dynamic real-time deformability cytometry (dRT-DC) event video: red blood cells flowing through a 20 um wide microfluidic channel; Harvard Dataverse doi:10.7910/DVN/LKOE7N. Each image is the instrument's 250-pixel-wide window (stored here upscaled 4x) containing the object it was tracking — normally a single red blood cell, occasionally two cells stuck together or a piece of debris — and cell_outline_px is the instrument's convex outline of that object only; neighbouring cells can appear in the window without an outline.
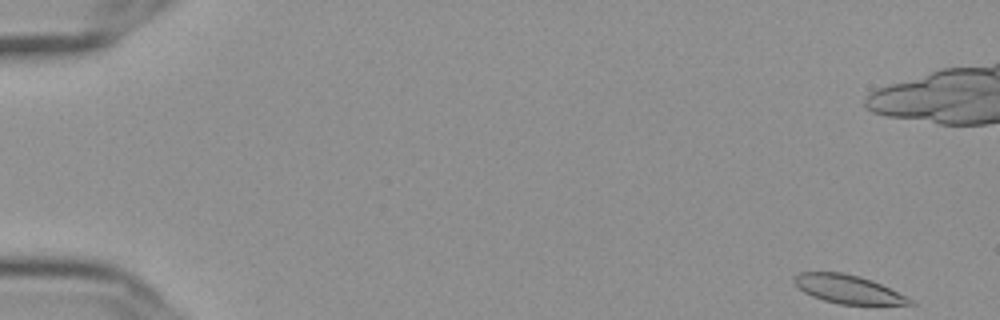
{"species": "Egyptian fruit bat (a non-hibernating species)", "species_latin": "Rousettus aegyptiacus", "temperature_condition": "cold", "stored_images_in_passage": 56, "camera_frame_rate_fps": 3000, "um_per_image_px": 0.085, "frame": {"image": 1, "passage_image": 1, "time_ms": 0.0, "image_size_px": [1000, 320], "cell_outline_px": [[916, 304], [840, 304], [824, 300], [812, 296], [804, 292], [792, 280], [792, 276], [800, 272], [840, 272], [872, 280], [916, 300]], "centroid_in_image_um": [72.09, 24.58], "position_along_channel_um": 12.9, "area_um2": 19.02}}
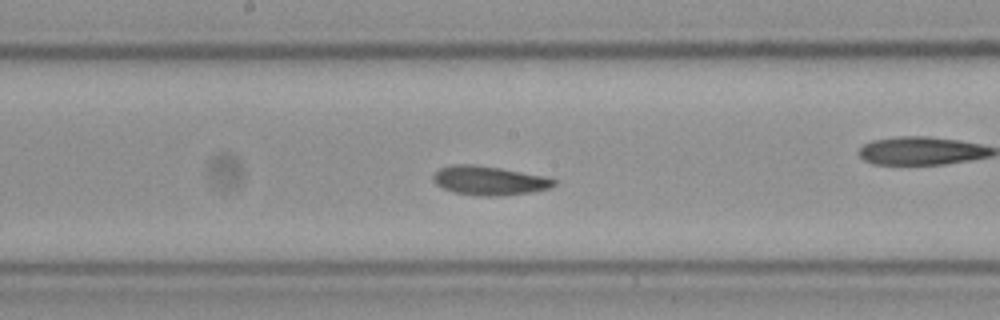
{"frame": {"image": 2, "passage_image": 29, "time_ms": 9.333, "image_size_px": [1000, 320], "cell_outline_px": [[556, 184], [552, 188], [532, 192], [500, 196], [476, 196], [452, 192], [436, 184], [432, 180], [432, 176], [440, 168], [456, 164], [468, 164], [496, 168], [544, 176], [556, 180]], "centroid_in_image_um": [41.57, 15.37], "position_along_channel_um": 206.6, "area_um2": 20.29}}
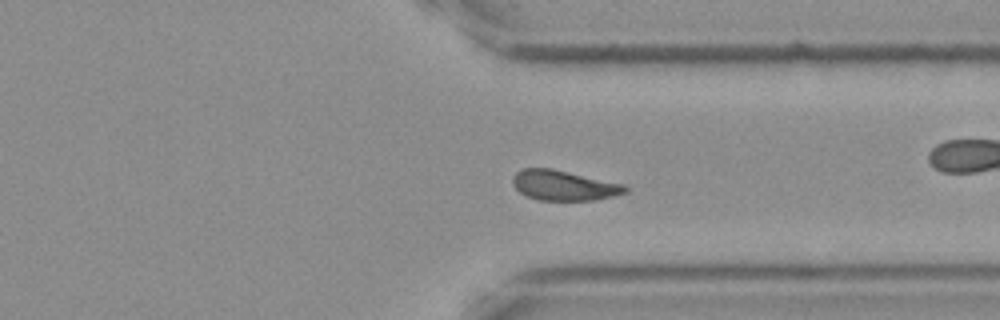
{"frame": {"image": 3, "passage_image": 42, "time_ms": 13.667, "image_size_px": [1000, 320], "cell_outline_px": [[628, 192], [596, 200], [536, 200], [520, 192], [512, 184], [512, 180], [516, 172], [524, 168], [548, 168], [568, 172], [624, 184], [628, 188]], "centroid_in_image_um": [47.92, 15.77], "position_along_channel_um": 363.5, "area_um2": 19.54}, "authors_computed_cell_mechanics": {"area_um2": 20.1722, "velocity_mm_per_s": 3.6225, "shape_relaxation_time_tau1_ms": 8.7183, "shape_relaxation_time_tau2_ms": 2.5654, "deformation_change_tau1": 0.1488, "deformation_change_tau2": 0.0872}}